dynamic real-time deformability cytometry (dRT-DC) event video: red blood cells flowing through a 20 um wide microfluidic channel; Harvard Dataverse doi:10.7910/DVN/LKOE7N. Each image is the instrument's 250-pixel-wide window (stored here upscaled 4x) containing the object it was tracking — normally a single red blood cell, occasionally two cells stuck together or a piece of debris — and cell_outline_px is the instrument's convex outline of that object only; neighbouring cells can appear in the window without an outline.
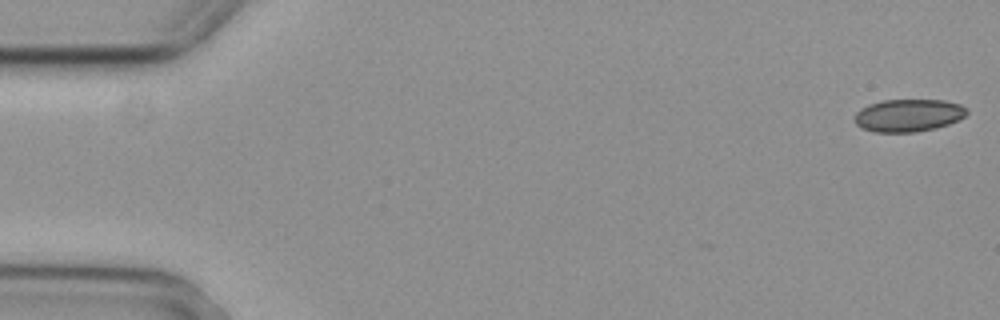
{"species": "common noctule bat (a hibernating species)", "species_latin": "Nyctalus noctula", "temperature_condition": "cold", "stored_images_in_passage": 5, "camera_frame_rate_fps": 3000, "um_per_image_px": 0.085, "animal": {"sex": "female", "body_mass_g": 29.2, "forearm_length_mm": 56.3}, "frame": {"image": 1, "passage_image": 1, "time_ms": 0.0, "image_size_px": [1000, 320], "cell_outline_px": [[968, 112], [960, 120], [936, 128], [916, 132], [876, 132], [864, 128], [856, 124], [856, 112], [860, 108], [868, 104], [884, 100], [944, 100], [960, 104], [968, 108]], "centroid_in_image_um": [77.25, 9.8], "position_along_channel_um": 7.7, "area_um2": 21.33}}
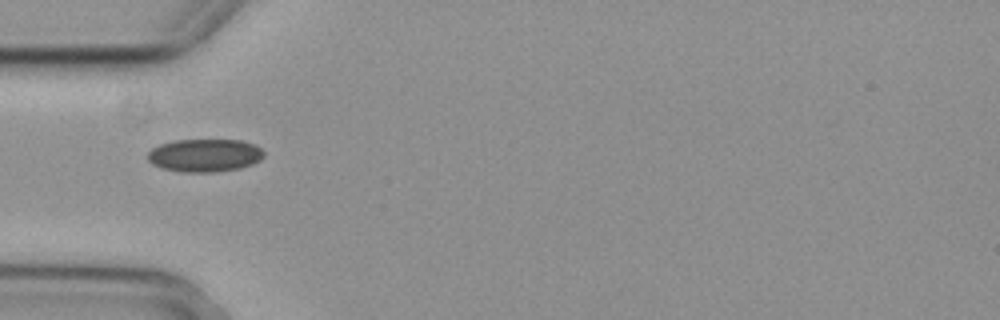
{"frame": {"image": 2, "passage_image": 5, "time_ms": 1.333, "image_size_px": [1000, 320], "cell_outline_px": [[264, 156], [260, 160], [252, 164], [240, 168], [216, 172], [180, 172], [160, 168], [152, 164], [148, 160], [148, 152], [152, 148], [160, 144], [176, 140], [240, 140], [256, 144], [264, 152]], "centroid_in_image_um": [17.4, 13.21], "position_along_channel_um": 67.6, "area_um2": 22.48}}